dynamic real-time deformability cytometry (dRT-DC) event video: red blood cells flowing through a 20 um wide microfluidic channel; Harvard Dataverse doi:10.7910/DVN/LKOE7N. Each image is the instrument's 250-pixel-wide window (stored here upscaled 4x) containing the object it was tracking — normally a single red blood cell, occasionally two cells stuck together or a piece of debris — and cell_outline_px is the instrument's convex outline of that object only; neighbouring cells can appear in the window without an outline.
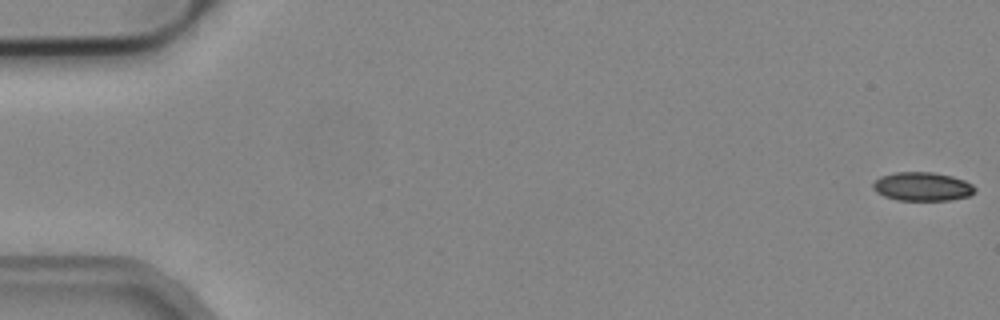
{"species": "common noctule bat (a hibernating species)", "species_latin": "Nyctalus noctula", "temperature_condition": "cold", "stored_images_in_passage": 5, "camera_frame_rate_fps": 3000, "um_per_image_px": 0.085, "animal": {"sex": "male", "body_mass_g": 19.2, "forearm_length_mm": 51.8}, "frame": {"image": 1, "passage_image": 1, "time_ms": 0.0, "image_size_px": [1000, 320], "cell_outline_px": [[976, 192], [968, 196], [948, 200], [896, 200], [884, 196], [876, 192], [872, 188], [872, 184], [880, 176], [892, 172], [932, 172], [952, 176], [964, 180], [972, 184], [976, 188]], "centroid_in_image_um": [78.38, 15.85], "position_along_channel_um": 6.6, "area_um2": 17.17}}
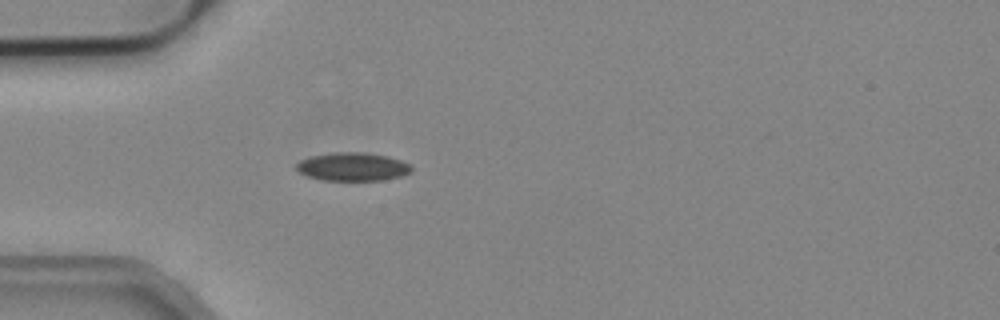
{"frame": {"image": 2, "passage_image": 5, "time_ms": 1.333, "image_size_px": [1000, 320], "cell_outline_px": [[412, 172], [400, 176], [384, 180], [324, 180], [308, 176], [300, 172], [296, 168], [296, 164], [300, 160], [312, 156], [336, 152], [360, 152], [388, 156], [412, 164]], "centroid_in_image_um": [30.01, 14.17], "position_along_channel_um": 55.0, "area_um2": 18.9}}